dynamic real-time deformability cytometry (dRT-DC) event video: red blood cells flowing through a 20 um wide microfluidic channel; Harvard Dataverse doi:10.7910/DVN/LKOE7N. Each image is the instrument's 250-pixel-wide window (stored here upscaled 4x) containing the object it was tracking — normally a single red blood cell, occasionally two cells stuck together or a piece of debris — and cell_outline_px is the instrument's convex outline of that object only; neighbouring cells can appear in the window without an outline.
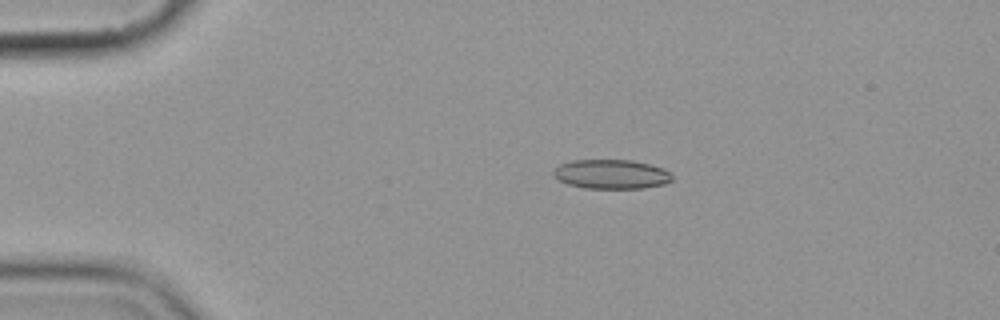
{"species": "common noctule bat (a hibernating species)", "species_latin": "Nyctalus noctula", "temperature_condition": "cold", "stored_images_in_passage": 15, "camera_frame_rate_fps": 3000, "um_per_image_px": 0.085, "animal": {"sex": "female", "body_mass_g": 19.9}, "frame": {"image": 1, "passage_image": 3, "time_ms": 3.333, "image_size_px": [1000, 320], "cell_outline_px": [[672, 180], [664, 184], [644, 188], [584, 188], [568, 184], [560, 180], [552, 172], [560, 164], [572, 160], [632, 160], [664, 168], [672, 176]], "centroid_in_image_um": [51.98, 14.8], "position_along_channel_um": 33.0, "area_um2": 20.11}}
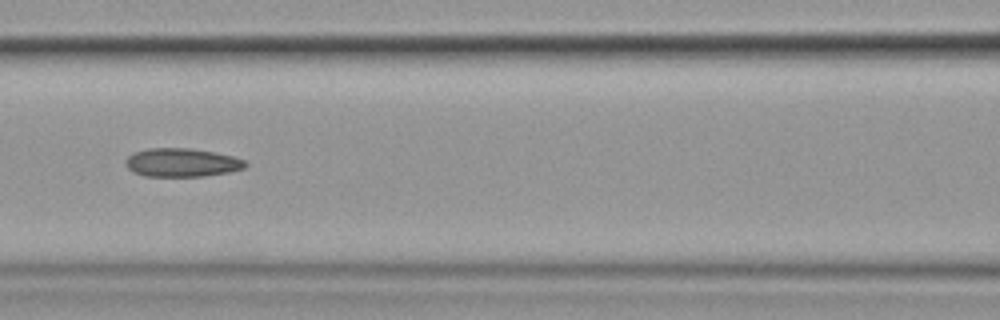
{"frame": {"image": 2, "passage_image": 7, "time_ms": 8.0, "image_size_px": [1000, 320], "cell_outline_px": [[248, 164], [244, 168], [228, 172], [204, 176], [144, 176], [132, 172], [128, 168], [124, 160], [128, 156], [136, 152], [148, 148], [192, 148], [232, 156], [244, 160]], "centroid_in_image_um": [15.43, 13.82], "position_along_channel_um": 151.2, "area_um2": 19.83}}
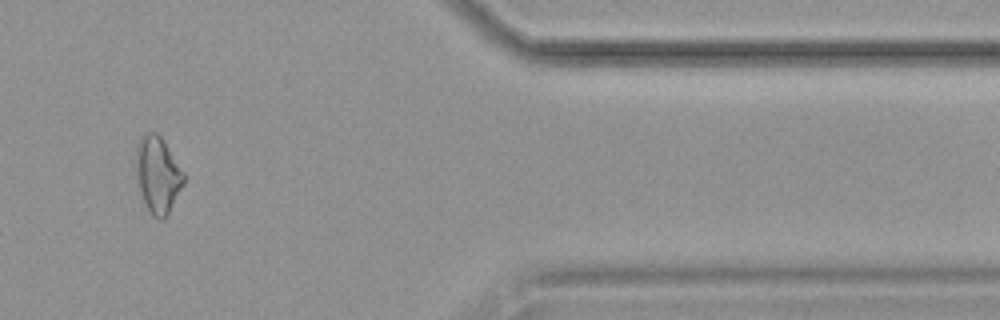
{"frame": {"image": 3, "passage_image": 13, "time_ms": 15.667, "image_size_px": [1000, 320], "cell_outline_px": [[184, 184], [168, 212], [160, 220], [152, 216], [144, 200], [140, 188], [136, 160], [136, 144], [140, 136], [144, 132], [156, 132], [160, 136], [184, 172]], "centroid_in_image_um": [13.41, 14.8], "position_along_channel_um": 398.0, "area_um2": 20.69}, "authors_computed_cell_mechanics": {"area_um2": 20.1144, "velocity_mm_per_s": 3.6088, "shape_relaxation_time_tau1_ms": null, "shape_relaxation_time_tau2_ms": 6.3762, "deformation_change_tau1": null, "deformation_change_tau2": 0.1464}}